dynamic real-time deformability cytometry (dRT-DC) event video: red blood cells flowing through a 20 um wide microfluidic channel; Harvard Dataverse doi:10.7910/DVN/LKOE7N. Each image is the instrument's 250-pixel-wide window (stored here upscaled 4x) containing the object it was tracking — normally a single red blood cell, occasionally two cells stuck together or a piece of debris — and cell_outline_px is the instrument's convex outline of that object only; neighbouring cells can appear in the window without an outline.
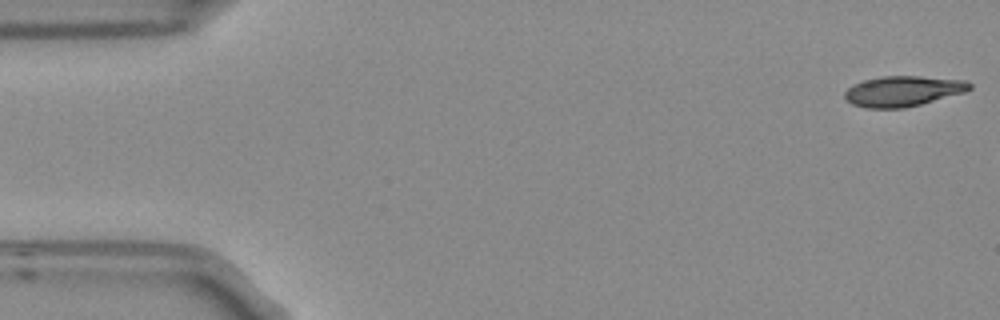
{"species": "Egyptian fruit bat (a non-hibernating species)", "species_latin": "Rousettus aegyptiacus", "temperature_condition": "room temperature", "stored_images_in_passage": 3, "camera_frame_rate_fps": 3000, "um_per_image_px": 0.085, "frame": {"image": 1, "passage_image": 1, "time_ms": 0.0, "image_size_px": [1000, 320], "cell_outline_px": [[972, 88], [964, 92], [920, 104], [904, 108], [864, 108], [852, 104], [844, 96], [844, 92], [852, 84], [864, 80], [884, 76], [920, 76], [964, 80], [972, 84]], "centroid_in_image_um": [76.73, 7.74], "position_along_channel_um": 8.3, "area_um2": 22.02}}